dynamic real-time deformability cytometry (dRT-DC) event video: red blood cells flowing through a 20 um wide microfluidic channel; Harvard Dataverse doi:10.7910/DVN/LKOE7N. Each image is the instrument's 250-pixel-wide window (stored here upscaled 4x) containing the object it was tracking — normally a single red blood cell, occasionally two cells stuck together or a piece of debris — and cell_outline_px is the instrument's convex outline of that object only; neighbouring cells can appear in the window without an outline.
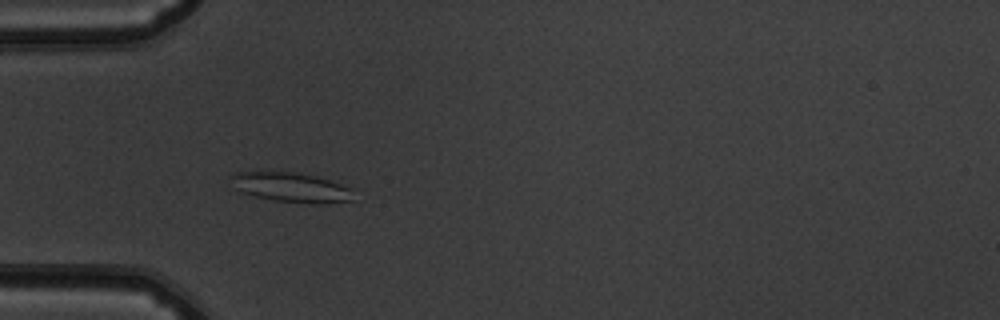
{"species": "common noctule bat (a hibernating species)", "species_latin": "Nyctalus noctula", "temperature_condition": "warm", "stored_images_in_passage": 53, "camera_frame_rate_fps": 3000, "um_per_image_px": 0.085, "animal": {"sex": "male", "body_mass_g": 19.5, "forearm_length_mm": 54.6}, "frame": {"image": 1, "passage_image": 17, "time_ms": 5.333, "image_size_px": [1000, 320], "cell_outline_px": [[356, 188], [352, 200], [320, 204], [308, 204], [276, 200], [252, 196], [240, 192], [236, 188], [228, 176], [232, 172], [292, 172], [316, 176]], "centroid_in_image_um": [24.78, 15.93], "position_along_channel_um": 60.2, "area_um2": 21.5}}
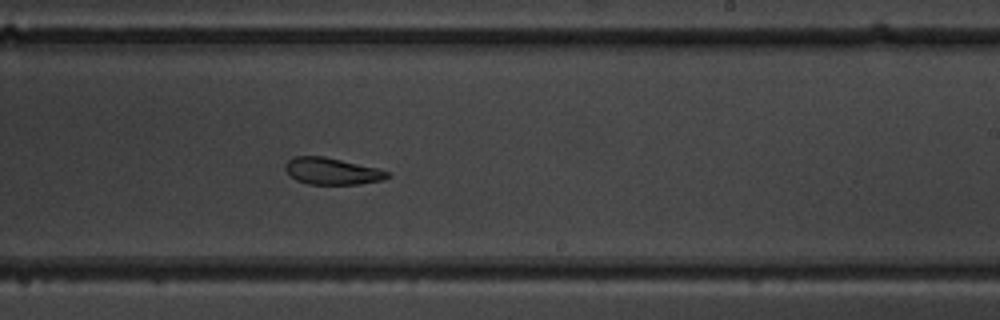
{"frame": {"image": 2, "passage_image": 33, "time_ms": 10.667, "image_size_px": [1000, 320], "cell_outline_px": [[388, 176], [384, 180], [360, 184], [308, 184], [296, 180], [284, 168], [284, 164], [292, 156], [324, 156], [376, 168], [388, 172]], "centroid_in_image_um": [28.18, 14.55], "position_along_channel_um": 260.8, "area_um2": 15.78}}
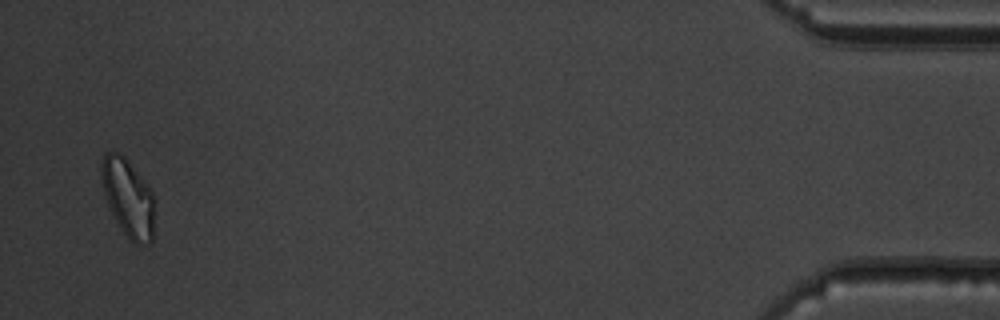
{"frame": {"image": 3, "passage_image": 52, "time_ms": 17.0, "image_size_px": [1000, 320], "cell_outline_px": [[152, 240], [148, 244], [136, 244], [128, 240], [120, 228], [104, 196], [100, 176], [100, 160], [104, 152], [120, 152], [124, 156], [144, 180], [152, 192]], "centroid_in_image_um": [10.82, 16.77], "position_along_channel_um": 424.4, "area_um2": 23.99}, "authors_computed_cell_mechanics": {"area_um2": 20.1144, "velocity_mm_per_s": 3.8359, "shape_relaxation_time_tau1_ms": null, "shape_relaxation_time_tau2_ms": 2.8098, "deformation_change_tau1": null, "deformation_change_tau2": 0.0943}}